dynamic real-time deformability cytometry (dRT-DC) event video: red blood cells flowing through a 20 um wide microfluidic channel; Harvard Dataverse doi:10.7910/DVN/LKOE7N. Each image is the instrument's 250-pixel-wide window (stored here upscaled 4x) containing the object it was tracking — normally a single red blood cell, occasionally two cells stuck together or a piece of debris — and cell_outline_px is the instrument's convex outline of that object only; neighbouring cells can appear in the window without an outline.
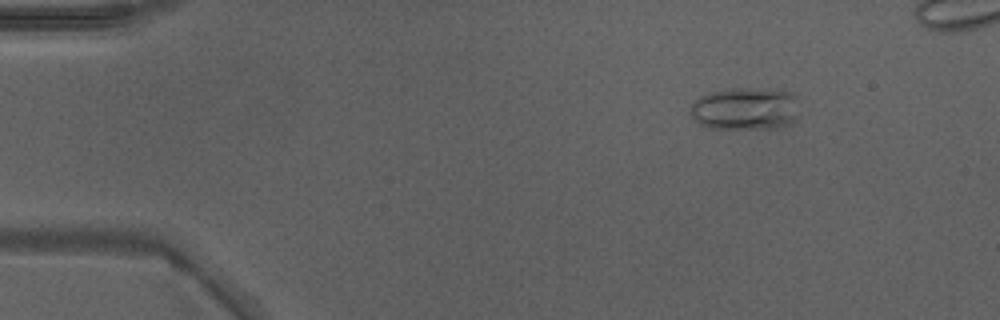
{"species": "Egyptian fruit bat (a non-hibernating species)", "species_latin": "Rousettus aegyptiacus", "temperature_condition": "warm", "stored_images_in_passage": 46, "camera_frame_rate_fps": 3000, "um_per_image_px": 0.085, "animal": {"sex": "male"}, "frame": {"image": 1, "passage_image": 7, "time_ms": 2.0, "image_size_px": [1000, 320], "cell_outline_px": [[796, 96], [792, 120], [788, 124], [776, 128], [708, 128], [696, 124], [688, 112], [692, 104], [700, 96], [712, 92], [732, 88], [780, 88], [796, 92]], "centroid_in_image_um": [63.28, 9.21], "position_along_channel_um": 21.7, "area_um2": 27.22}}
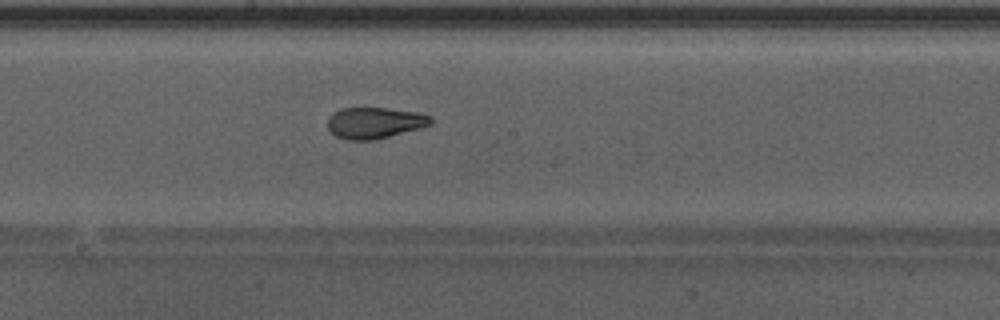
{"frame": {"image": 2, "passage_image": 27, "time_ms": 8.667, "image_size_px": [1000, 320], "cell_outline_px": [[432, 124], [420, 128], [372, 140], [348, 140], [336, 136], [328, 128], [328, 116], [340, 108], [388, 108], [420, 112], [432, 116]], "centroid_in_image_um": [31.86, 10.42], "position_along_channel_um": 216.3, "area_um2": 18.79}}